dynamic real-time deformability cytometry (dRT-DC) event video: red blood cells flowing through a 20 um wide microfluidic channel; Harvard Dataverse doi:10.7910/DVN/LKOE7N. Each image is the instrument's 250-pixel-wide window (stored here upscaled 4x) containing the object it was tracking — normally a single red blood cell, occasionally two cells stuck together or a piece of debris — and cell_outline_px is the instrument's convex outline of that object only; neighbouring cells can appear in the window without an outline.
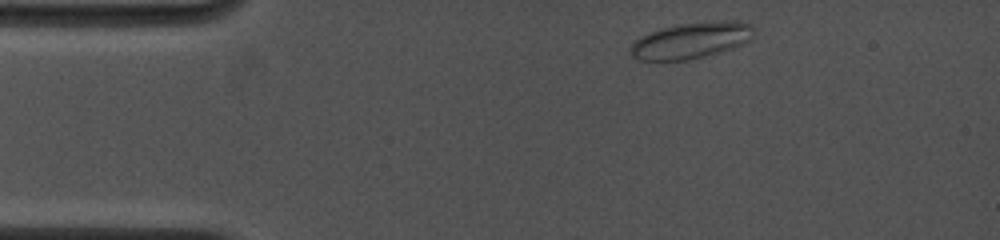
{"species": "common noctule bat (a hibernating species)", "species_latin": "Nyctalus noctula", "temperature_condition": "cold", "stored_images_in_passage": 7, "camera_frame_rate_fps": 4500, "um_per_image_px": 0.085, "animal": {"sex": "female", "body_mass_g": 19.0, "forearm_length_mm": 53.3}, "frame": {"image": 1, "passage_image": 1, "time_ms": 0.0, "image_size_px": [1000, 240], "cell_outline_px": [[752, 40], [744, 44], [732, 48], [704, 56], [688, 60], [640, 60], [632, 56], [632, 44], [640, 36], [648, 32], [676, 24], [732, 20], [740, 20], [752, 24]], "centroid_in_image_um": [58.78, 3.42], "position_along_channel_um": 26.2, "area_um2": 25.89}}
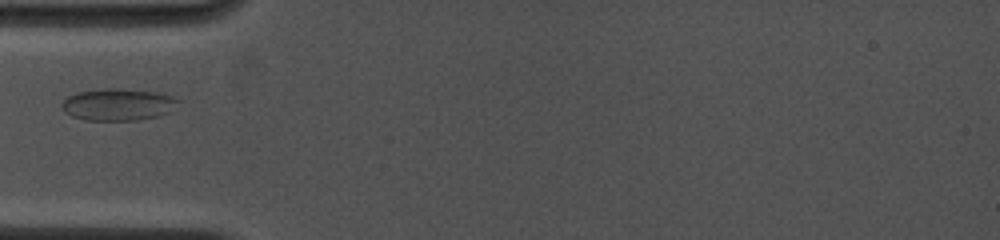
{"frame": {"image": 2, "passage_image": 4, "time_ms": 2.667, "image_size_px": [1000, 240], "cell_outline_px": [[180, 100], [168, 112], [156, 116], [140, 120], [88, 120], [72, 116], [64, 112], [60, 108], [60, 104], [68, 96], [76, 92], [100, 88], [120, 88], [156, 92], [172, 96]], "centroid_in_image_um": [9.97, 8.87], "position_along_channel_um": 75.0, "area_um2": 21.73}}
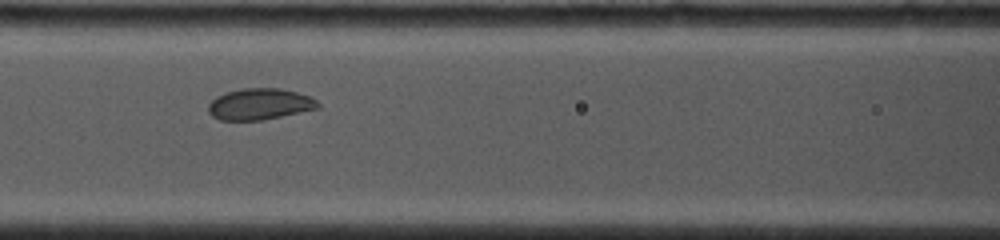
{"frame": {"image": 3, "passage_image": 6, "time_ms": 4.444, "image_size_px": [1000, 240], "cell_outline_px": [[320, 108], [260, 120], [220, 120], [212, 116], [208, 112], [208, 104], [216, 96], [228, 92], [244, 88], [280, 88], [296, 92], [308, 96], [316, 100], [320, 104]], "centroid_in_image_um": [22.06, 8.85], "position_along_channel_um": 144.5, "area_um2": 19.83}}